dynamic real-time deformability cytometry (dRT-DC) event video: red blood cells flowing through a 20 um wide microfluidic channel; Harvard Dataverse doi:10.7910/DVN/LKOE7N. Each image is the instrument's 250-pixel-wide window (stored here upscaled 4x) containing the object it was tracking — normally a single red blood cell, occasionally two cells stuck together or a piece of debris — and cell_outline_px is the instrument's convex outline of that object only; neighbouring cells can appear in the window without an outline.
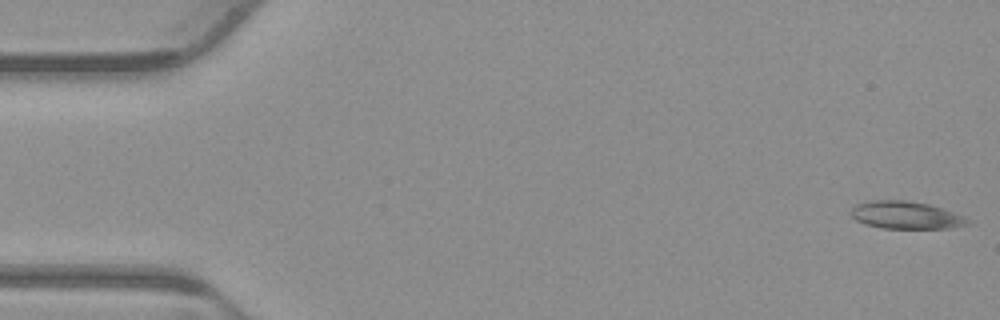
{"species": "common noctule bat (a hibernating species)", "species_latin": "Nyctalus noctula", "temperature_condition": "warm", "stored_images_in_passage": 53, "camera_frame_rate_fps": 3000, "um_per_image_px": 0.085, "animal": {"sex": "male", "body_mass_g": 23.1, "forearm_length_mm": 52.7}, "frame": {"image": 1, "passage_image": 1, "time_ms": 0.0, "image_size_px": [1000, 320], "cell_outline_px": [[968, 224], [948, 228], [880, 228], [864, 224], [856, 220], [852, 216], [852, 208], [856, 204], [872, 200], [904, 200], [928, 204], [964, 216], [968, 220]], "centroid_in_image_um": [76.95, 18.29], "position_along_channel_um": 8.0, "area_um2": 18.44}}
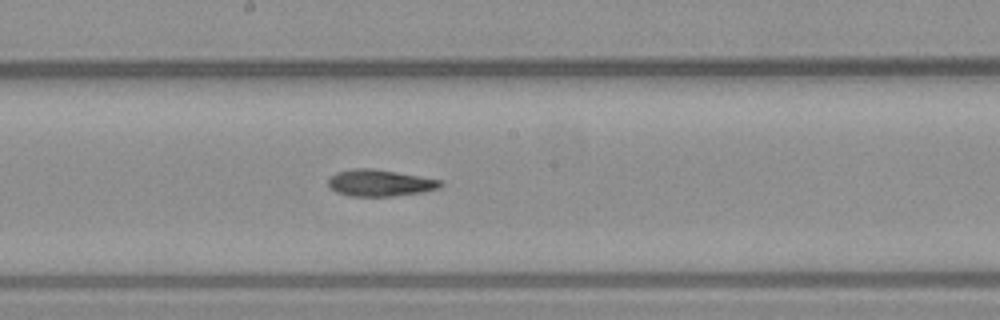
{"frame": {"image": 2, "passage_image": 28, "time_ms": 9.0, "image_size_px": [1000, 320], "cell_outline_px": [[444, 184], [440, 188], [420, 192], [392, 196], [348, 196], [336, 192], [328, 184], [328, 180], [336, 172], [352, 168], [372, 168], [396, 172], [440, 180]], "centroid_in_image_um": [32.27, 15.55], "position_along_channel_um": 215.9, "area_um2": 17.28}}
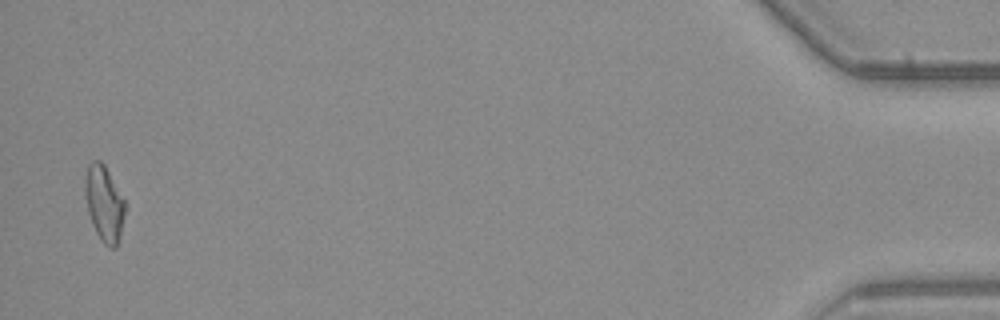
{"frame": {"image": 3, "passage_image": 52, "time_ms": 17.0, "image_size_px": [1000, 320], "cell_outline_px": [[128, 204], [120, 240], [116, 248], [108, 248], [100, 240], [92, 224], [88, 212], [84, 196], [84, 180], [88, 164], [92, 160], [100, 160], [104, 164]], "centroid_in_image_um": [8.89, 17.32], "position_along_channel_um": 426.3, "area_um2": 18.44}, "authors_computed_cell_mechanics": {"area_um2": 17.7446, "velocity_mm_per_s": 3.8604, "shape_relaxation_time_tau1_ms": 10.6254, "shape_relaxation_time_tau2_ms": 6.802, "deformation_change_tau1": 0.2381, "deformation_change_tau2": 0.1735}}